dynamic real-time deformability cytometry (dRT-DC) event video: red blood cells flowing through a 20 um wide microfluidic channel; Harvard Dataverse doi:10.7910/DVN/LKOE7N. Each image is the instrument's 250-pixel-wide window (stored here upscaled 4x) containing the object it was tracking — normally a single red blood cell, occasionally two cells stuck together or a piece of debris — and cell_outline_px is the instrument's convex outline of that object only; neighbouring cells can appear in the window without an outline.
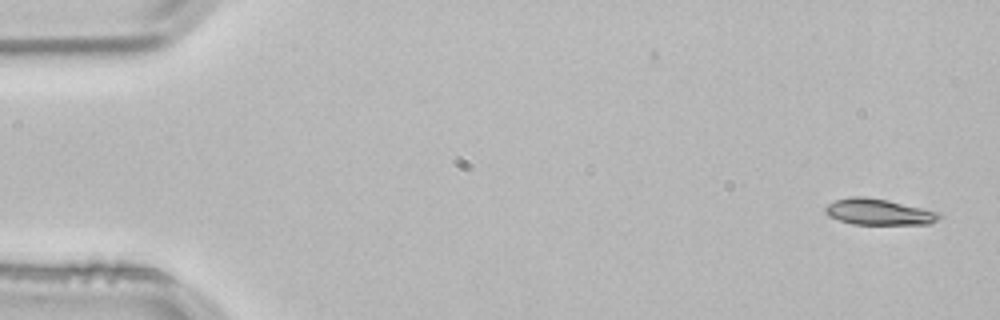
{"species": "common noctule bat (a hibernating species)", "species_latin": "Nyctalus noctula", "temperature_condition": "room temperature", "stored_images_in_passage": 4, "camera_frame_rate_fps": 3000, "um_per_image_px": 0.085, "animal": {"sex": "male", "body_mass_g": 21.5, "forearm_length_mm": 52.0}, "frame": {"image": 1, "passage_image": 1, "time_ms": 0.0, "image_size_px": [1000, 320], "cell_outline_px": [[944, 216], [940, 220], [928, 224], [852, 224], [828, 216], [824, 212], [824, 208], [828, 204], [836, 200], [852, 196], [864, 196], [888, 200], [940, 212]], "centroid_in_image_um": [74.72, 18.01], "position_along_channel_um": 10.3, "area_um2": 17.46}}
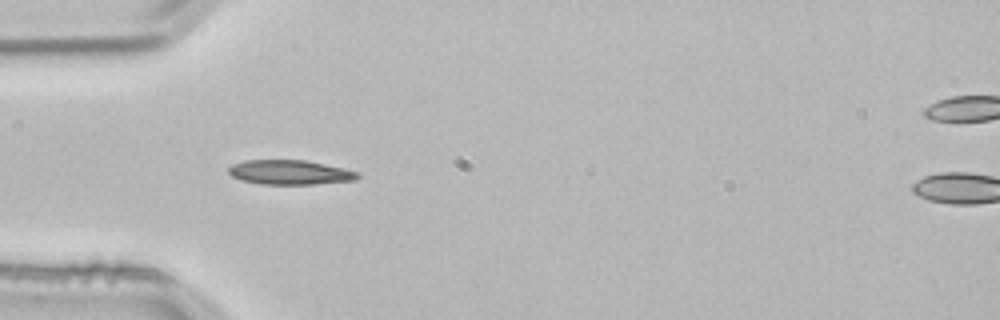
{"frame": {"image": 2, "passage_image": 4, "time_ms": 1.0, "image_size_px": [1000, 320], "cell_outline_px": [[360, 176], [356, 180], [316, 184], [260, 184], [240, 180], [232, 176], [228, 172], [228, 168], [232, 164], [244, 160], [308, 160], [344, 168], [360, 172]], "centroid_in_image_um": [24.66, 14.64], "position_along_channel_um": 60.3, "area_um2": 18.67}}